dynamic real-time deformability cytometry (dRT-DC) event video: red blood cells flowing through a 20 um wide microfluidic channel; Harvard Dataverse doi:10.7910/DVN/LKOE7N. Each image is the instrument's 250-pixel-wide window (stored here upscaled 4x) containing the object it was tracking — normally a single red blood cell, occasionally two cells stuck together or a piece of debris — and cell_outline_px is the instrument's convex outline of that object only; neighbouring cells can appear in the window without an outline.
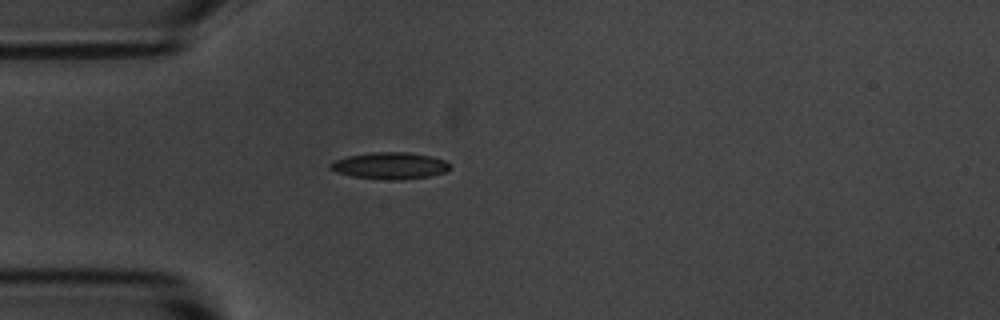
{"species": "common noctule bat (a hibernating species)", "species_latin": "Nyctalus noctula", "temperature_condition": "room temperature", "stored_images_in_passage": 2, "camera_frame_rate_fps": 3000, "um_per_image_px": 0.085, "animal": {"sex": "male", "body_mass_g": 20.1, "forearm_length_mm": 53.5}, "frame": {"image": 1, "passage_image": 2, "time_ms": 1.333, "image_size_px": [1000, 320], "cell_outline_px": [[452, 168], [444, 172], [428, 176], [400, 180], [388, 180], [352, 176], [336, 172], [328, 168], [328, 164], [336, 160], [348, 156], [372, 152], [408, 152], [432, 156], [444, 160]], "centroid_in_image_um": [33.13, 14.08], "position_along_channel_um": 51.9, "area_um2": 18.61}}